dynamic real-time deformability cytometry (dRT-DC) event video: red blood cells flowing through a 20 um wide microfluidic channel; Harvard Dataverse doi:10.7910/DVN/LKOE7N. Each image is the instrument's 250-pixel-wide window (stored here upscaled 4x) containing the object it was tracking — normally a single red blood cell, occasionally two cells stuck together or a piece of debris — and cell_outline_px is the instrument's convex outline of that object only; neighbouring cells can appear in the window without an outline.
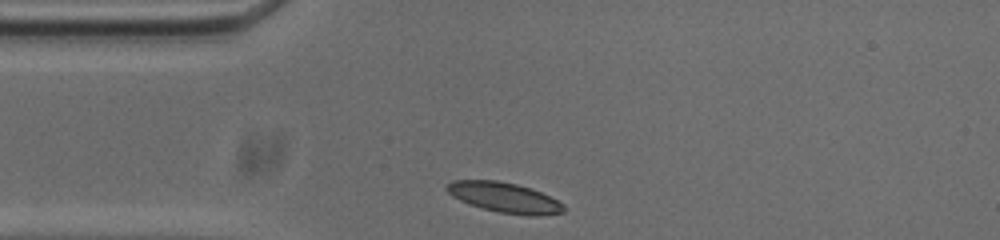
{"species": "common noctule bat (a hibernating species)", "species_latin": "Nyctalus noctula", "temperature_condition": "cold", "stored_images_in_passage": 31, "camera_frame_rate_fps": 3000, "um_per_image_px": 0.085, "animal": {"sex": "male", "body_mass_g": 20.0, "forearm_length_mm": 53.3}, "frame": {"image": 1, "passage_image": 1, "time_ms": 0.0, "image_size_px": [1000, 240], "cell_outline_px": [[564, 212], [536, 216], [528, 216], [500, 212], [484, 208], [460, 200], [452, 196], [444, 188], [452, 180], [496, 180], [516, 184], [540, 192], [564, 204]], "centroid_in_image_um": [42.86, 16.78], "position_along_channel_um": 42.1, "area_um2": 20.17}}
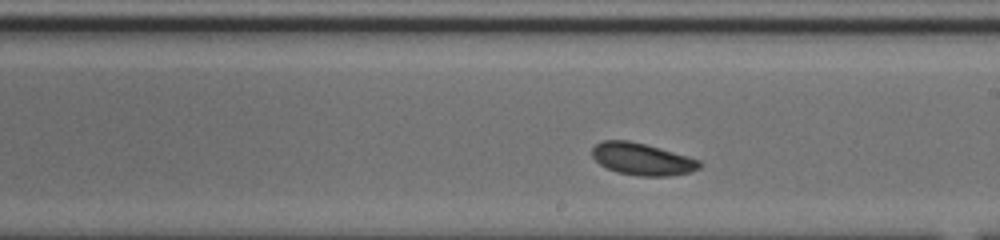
{"frame": {"image": 2, "passage_image": 18, "time_ms": 5.667, "image_size_px": [1000, 240], "cell_outline_px": [[704, 164], [700, 168], [692, 172], [672, 176], [636, 176], [616, 172], [600, 164], [592, 156], [592, 148], [596, 144], [604, 140], [628, 140], [660, 148], [688, 156], [700, 160]], "centroid_in_image_um": [54.62, 13.54], "position_along_channel_um": 234.4, "area_um2": 20.23}}
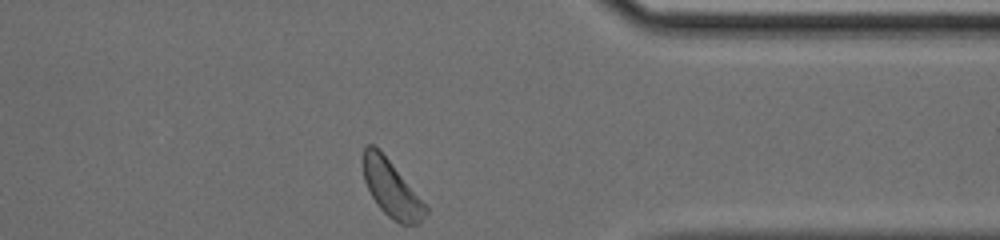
{"frame": {"image": 3, "passage_image": 31, "time_ms": 10.0, "image_size_px": [1000, 240], "cell_outline_px": [[428, 212], [416, 224], [400, 224], [392, 220], [376, 204], [364, 180], [364, 148], [368, 144], [372, 144], [388, 160], [428, 208]], "centroid_in_image_um": [33.26, 16.09], "position_along_channel_um": 378.1, "area_um2": 19.65}, "authors_computed_cell_mechanics": {"area_um2": 19.9988, "velocity_mm_per_s": 3.6596, "shape_relaxation_time_tau1_ms": 6.2745, "shape_relaxation_time_tau2_ms": null, "deformation_change_tau1": 0.1339, "deformation_change_tau2": null}}